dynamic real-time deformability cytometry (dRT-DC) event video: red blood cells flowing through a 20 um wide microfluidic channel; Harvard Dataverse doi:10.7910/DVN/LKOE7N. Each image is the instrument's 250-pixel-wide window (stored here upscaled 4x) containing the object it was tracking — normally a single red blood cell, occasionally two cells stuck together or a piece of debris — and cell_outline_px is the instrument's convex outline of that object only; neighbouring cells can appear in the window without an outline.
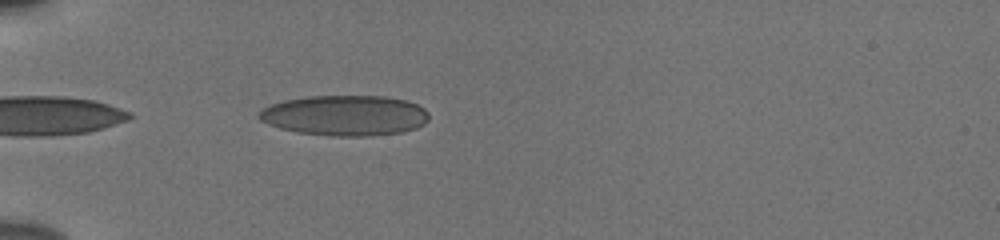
{"species": "human", "species_latin": "Homo sapiens", "temperature_condition": "cold", "stored_images_in_passage": 36, "camera_frame_rate_fps": 3000, "um_per_image_px": 0.085, "donor": {"sex": "male"}, "frame": {"image": 1, "passage_image": 2, "time_ms": 0.333, "image_size_px": [1000, 240], "cell_outline_px": [[428, 120], [424, 124], [416, 128], [400, 132], [372, 136], [332, 136], [296, 132], [280, 128], [268, 124], [260, 120], [256, 116], [256, 112], [272, 104], [284, 100], [308, 96], [384, 96], [404, 100], [416, 104], [424, 108], [428, 112]], "centroid_in_image_um": [29.29, 9.81], "position_along_channel_um": 55.7, "area_um2": 40.17}}
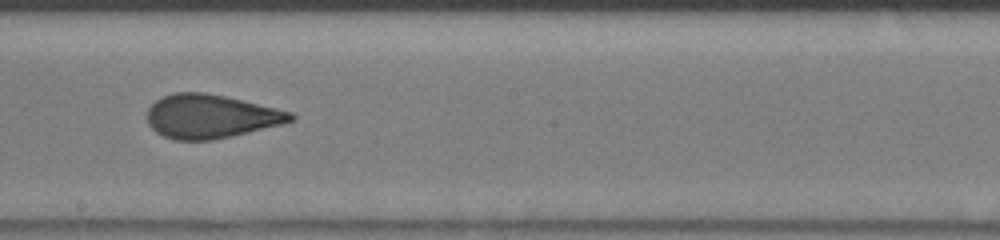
{"frame": {"image": 2, "passage_image": 17, "time_ms": 5.333, "image_size_px": [1000, 240], "cell_outline_px": [[296, 116], [292, 120], [280, 124], [232, 136], [212, 140], [172, 140], [156, 132], [148, 124], [148, 108], [156, 100], [164, 96], [176, 92], [204, 92], [224, 96], [276, 108], [292, 112]], "centroid_in_image_um": [17.88, 9.89], "position_along_channel_um": 230.3, "area_um2": 36.24}}
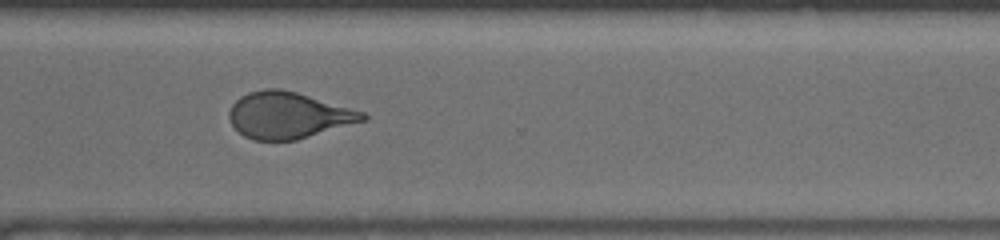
{"frame": {"image": 3, "passage_image": 26, "time_ms": 8.333, "image_size_px": [1000, 240], "cell_outline_px": [[368, 116], [364, 120], [296, 140], [252, 140], [244, 136], [232, 124], [228, 116], [228, 112], [232, 104], [240, 96], [248, 92], [264, 88], [280, 88], [296, 92], [364, 112]], "centroid_in_image_um": [24.45, 9.79], "position_along_channel_um": 346.2, "area_um2": 35.78}, "authors_computed_cell_mechanics": {"area_um2": 37.0498, "velocity_mm_per_s": 3.8698, "shape_relaxation_time_tau1_ms": 9.9786, "shape_relaxation_time_tau2_ms": 1.0517, "deformation_change_tau1": 0.232, "deformation_change_tau2": 0.0761}}